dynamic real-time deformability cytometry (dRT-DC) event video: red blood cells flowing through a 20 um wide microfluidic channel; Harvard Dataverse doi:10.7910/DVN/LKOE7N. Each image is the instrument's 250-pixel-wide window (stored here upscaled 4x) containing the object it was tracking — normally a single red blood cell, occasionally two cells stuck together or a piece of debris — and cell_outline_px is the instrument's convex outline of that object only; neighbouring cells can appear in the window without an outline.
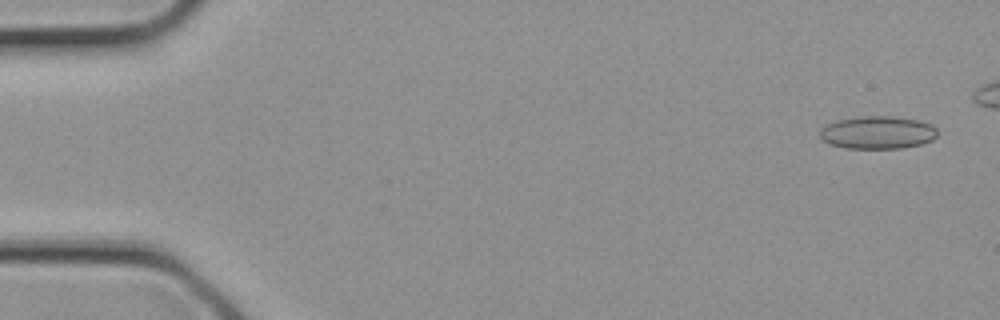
{"species": "common noctule bat (a hibernating species)", "species_latin": "Nyctalus noctula", "temperature_condition": "cold", "stored_images_in_passage": 16, "camera_frame_rate_fps": 3000, "um_per_image_px": 0.085, "animal": {"sex": "female", "body_mass_g": 21.9}, "frame": {"image": 1, "passage_image": 2, "time_ms": 0.333, "image_size_px": [1000, 320], "cell_outline_px": [[936, 136], [932, 140], [920, 144], [904, 148], [844, 148], [828, 144], [820, 136], [820, 128], [836, 120], [864, 116], [892, 116], [920, 120], [932, 124], [936, 128]], "centroid_in_image_um": [74.6, 11.26], "position_along_channel_um": 10.4, "area_um2": 22.54}}
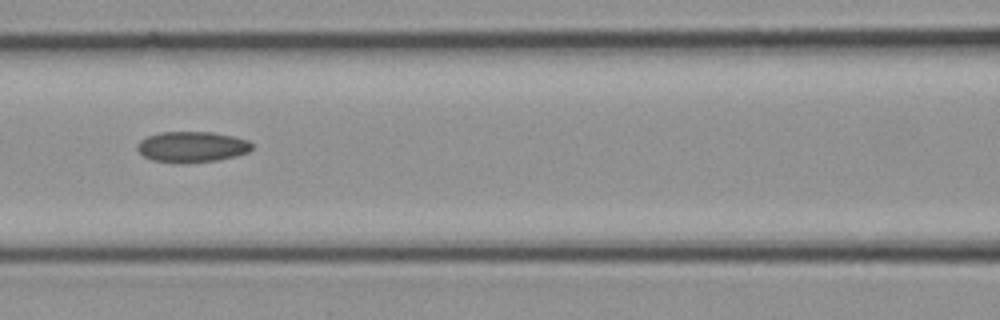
{"frame": {"image": 2, "passage_image": 13, "time_ms": 4.0, "image_size_px": [1000, 320], "cell_outline_px": [[252, 148], [248, 152], [236, 156], [216, 160], [152, 160], [144, 156], [136, 148], [136, 144], [140, 140], [148, 136], [160, 132], [212, 132], [232, 136], [248, 140], [252, 144]], "centroid_in_image_um": [16.33, 12.43], "position_along_channel_um": 150.3, "area_um2": 19.71}}
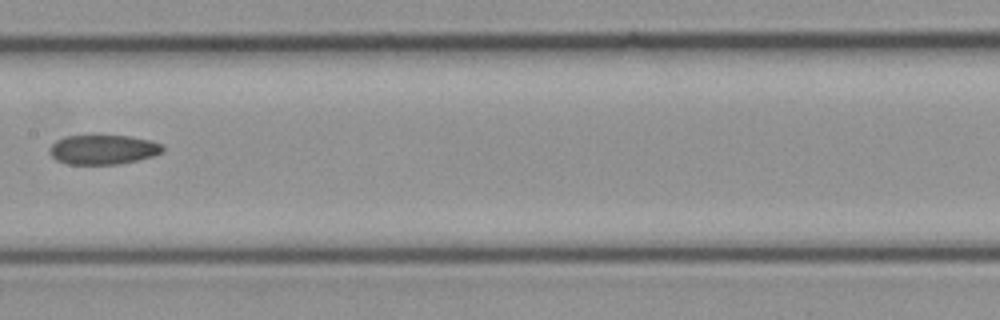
{"frame": {"image": 3, "passage_image": 15, "time_ms": 4.667, "image_size_px": [1000, 320], "cell_outline_px": [[164, 152], [152, 156], [120, 164], [68, 164], [56, 160], [48, 152], [48, 148], [56, 140], [64, 136], [128, 136], [152, 140], [160, 144], [164, 148]], "centroid_in_image_um": [8.74, 12.71], "position_along_channel_um": 198.7, "area_um2": 19.48}}